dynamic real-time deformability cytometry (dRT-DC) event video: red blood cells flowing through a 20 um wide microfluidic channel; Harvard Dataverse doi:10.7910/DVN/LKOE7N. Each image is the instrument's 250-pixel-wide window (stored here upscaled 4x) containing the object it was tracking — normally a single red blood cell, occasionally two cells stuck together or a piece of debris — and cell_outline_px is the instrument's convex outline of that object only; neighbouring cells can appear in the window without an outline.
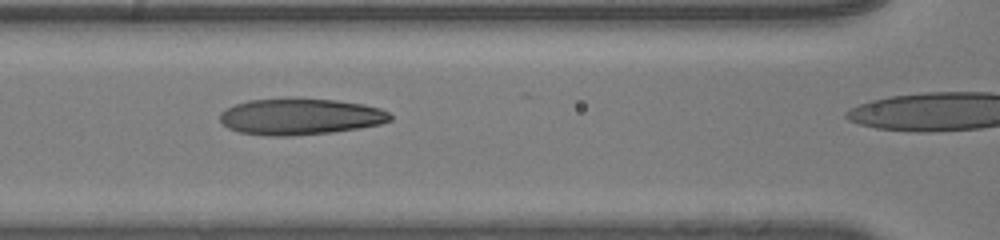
{"species": "human", "species_latin": "Homo sapiens", "temperature_condition": "room temperature", "stored_images_in_passage": 45, "camera_frame_rate_fps": 3000, "um_per_image_px": 0.085, "donor": {"sex": "male"}, "frame": {"image": 1, "passage_image": 25, "time_ms": 8.0, "image_size_px": [1000, 240], "cell_outline_px": [[392, 120], [380, 124], [360, 128], [332, 132], [292, 136], [268, 136], [240, 132], [228, 128], [220, 120], [220, 112], [236, 104], [248, 100], [288, 96], [296, 96], [336, 100], [364, 104], [380, 108], [388, 112], [392, 116]], "centroid_in_image_um": [25.52, 9.88], "position_along_channel_um": 141.1, "area_um2": 36.88}}
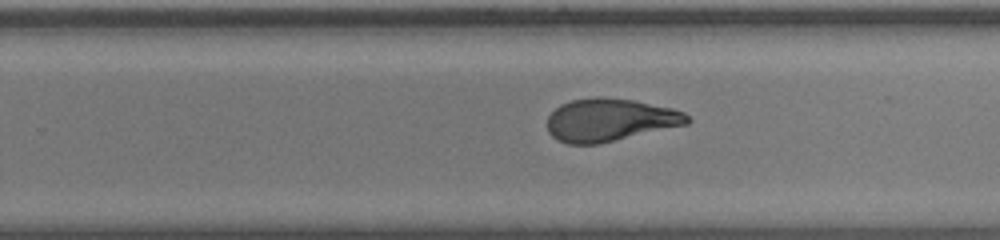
{"frame": {"image": 2, "passage_image": 35, "time_ms": 11.333, "image_size_px": [1000, 240], "cell_outline_px": [[692, 120], [688, 124], [600, 144], [568, 144], [556, 140], [548, 132], [548, 116], [560, 104], [572, 100], [596, 96], [600, 96], [632, 100], [672, 108], [684, 112]], "centroid_in_image_um": [51.84, 10.2], "position_along_channel_um": 278.0, "area_um2": 35.08}}
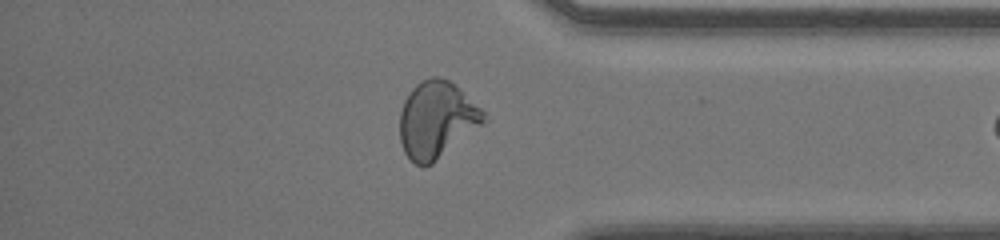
{"frame": {"image": 3, "passage_image": 44, "time_ms": 14.333, "image_size_px": [1000, 240], "cell_outline_px": [[488, 120], [484, 124], [432, 164], [424, 168], [416, 164], [404, 152], [400, 140], [400, 112], [404, 100], [408, 92], [420, 80], [432, 76], [440, 76], [448, 80], [480, 108], [484, 112]], "centroid_in_image_um": [37.1, 10.19], "position_along_channel_um": 398.1, "area_um2": 37.51}}